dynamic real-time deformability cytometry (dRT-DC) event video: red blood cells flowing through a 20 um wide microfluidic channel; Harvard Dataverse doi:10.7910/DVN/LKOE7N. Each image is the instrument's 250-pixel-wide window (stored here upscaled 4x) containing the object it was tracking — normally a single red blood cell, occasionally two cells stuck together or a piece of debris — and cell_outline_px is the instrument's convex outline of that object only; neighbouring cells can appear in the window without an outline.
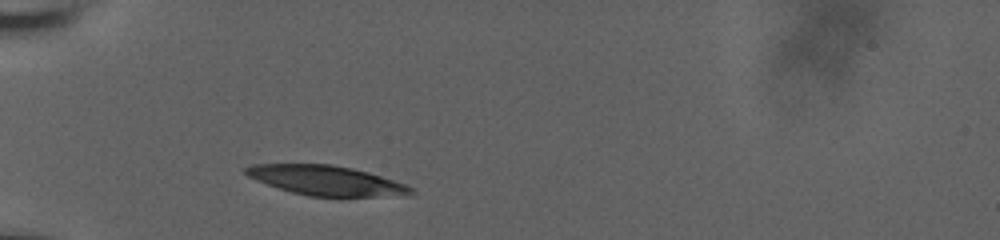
{"species": "human", "species_latin": "Homo sapiens", "temperature_condition": "room temperature", "stored_images_in_passage": 31, "camera_frame_rate_fps": 3000, "um_per_image_px": 0.085, "donor": {"sex": "male"}, "frame": {"image": 1, "passage_image": 1, "time_ms": 0.0, "image_size_px": [1000, 240], "cell_outline_px": [[416, 196], [340, 200], [308, 196], [292, 192], [256, 180], [248, 176], [244, 172], [244, 168], [252, 164], [332, 164], [352, 168], [368, 172], [408, 184], [416, 192]], "centroid_in_image_um": [27.94, 15.42], "position_along_channel_um": 57.1, "area_um2": 30.29}}
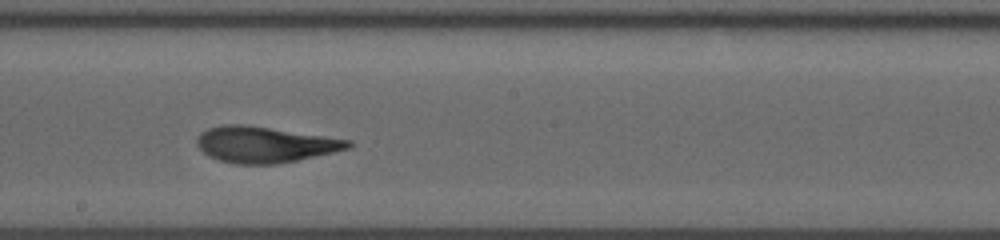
{"frame": {"image": 2, "passage_image": 16, "time_ms": 5.0, "image_size_px": [1000, 240], "cell_outline_px": [[352, 144], [348, 148], [332, 152], [296, 160], [276, 164], [236, 164], [220, 160], [208, 156], [196, 144], [196, 136], [200, 132], [208, 128], [220, 124], [244, 124], [352, 140]], "centroid_in_image_um": [22.44, 12.27], "position_along_channel_um": 225.8, "area_um2": 31.56}}
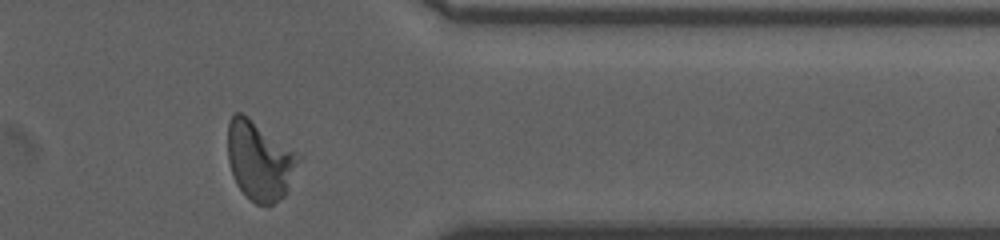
{"frame": {"image": 3, "passage_image": 30, "time_ms": 9.667, "image_size_px": [1000, 240], "cell_outline_px": [[304, 156], [288, 192], [284, 196], [268, 208], [256, 204], [236, 184], [232, 176], [228, 160], [228, 120], [236, 112], [240, 112], [248, 116]], "centroid_in_image_um": [22.13, 13.67], "position_along_channel_um": 389.3, "area_um2": 33.47}, "authors_computed_cell_mechanics": {"area_um2": 31.3854, "velocity_mm_per_s": 3.6946, "shape_relaxation_time_tau1_ms": 7.1682, "shape_relaxation_time_tau2_ms": 1.28, "deformation_change_tau1": 0.2413, "deformation_change_tau2": 0.0946}}